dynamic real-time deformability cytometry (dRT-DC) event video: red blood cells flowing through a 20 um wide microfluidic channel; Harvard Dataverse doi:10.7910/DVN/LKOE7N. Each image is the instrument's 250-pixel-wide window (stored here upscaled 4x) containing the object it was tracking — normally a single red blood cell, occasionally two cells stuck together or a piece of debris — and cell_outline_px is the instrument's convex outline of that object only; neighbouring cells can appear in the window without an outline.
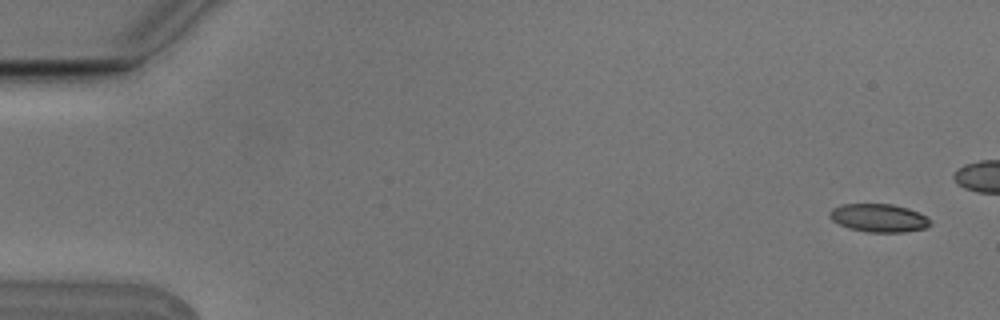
{"species": "Egyptian fruit bat (a non-hibernating species)", "species_latin": "Rousettus aegyptiacus", "temperature_condition": "cold", "stored_images_in_passage": 6, "camera_frame_rate_fps": 3000, "um_per_image_px": 0.085, "animal": {"sex": "male"}, "frame": {"image": 1, "passage_image": 1, "time_ms": 0.0, "image_size_px": [1000, 320], "cell_outline_px": [[932, 224], [928, 228], [904, 232], [868, 232], [848, 228], [832, 220], [828, 216], [828, 212], [832, 208], [840, 204], [892, 204], [908, 208], [932, 220]], "centroid_in_image_um": [74.69, 18.53], "position_along_channel_um": 10.3, "area_um2": 16.65}}
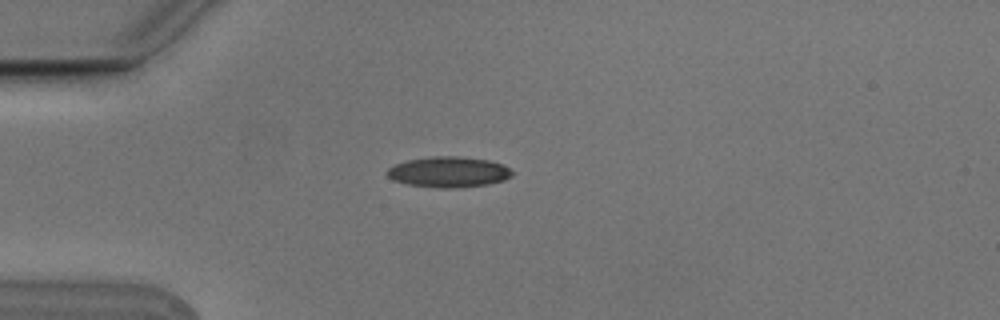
{"frame": {"image": 2, "passage_image": 6, "time_ms": 1.667, "image_size_px": [1000, 320], "cell_outline_px": [[516, 172], [512, 176], [504, 180], [488, 184], [460, 188], [440, 188], [408, 184], [392, 180], [384, 172], [388, 168], [396, 164], [408, 160], [432, 156], [460, 156], [488, 160], [504, 164]], "centroid_in_image_um": [38.17, 14.62], "position_along_channel_um": 46.8, "area_um2": 22.6}}